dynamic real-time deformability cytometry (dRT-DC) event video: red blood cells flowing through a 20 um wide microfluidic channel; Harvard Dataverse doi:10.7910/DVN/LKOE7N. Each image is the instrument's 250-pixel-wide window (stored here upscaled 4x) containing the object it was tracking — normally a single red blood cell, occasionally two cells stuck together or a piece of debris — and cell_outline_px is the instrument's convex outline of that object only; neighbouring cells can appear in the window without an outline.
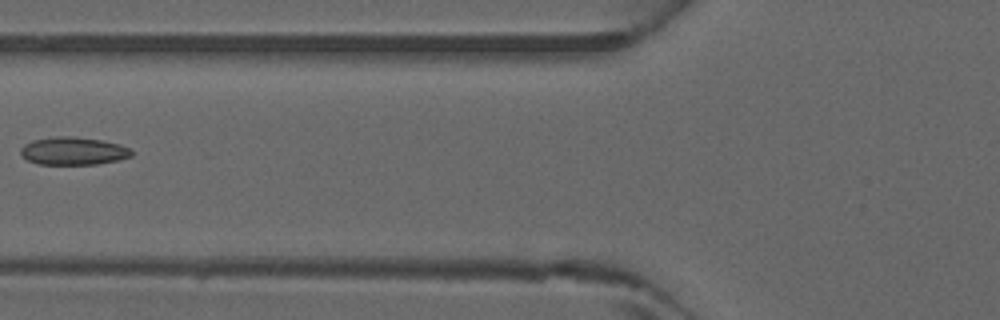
{"species": "common noctule bat (a hibernating species)", "species_latin": "Nyctalus noctula", "temperature_condition": "warm", "stored_images_in_passage": 5, "camera_frame_rate_fps": 3000, "um_per_image_px": 0.085, "animal": {"sex": "male", "forearm_length_mm": 52.5}, "frame": {"image": 1, "passage_image": 5, "time_ms": 1.333, "image_size_px": [1000, 320], "cell_outline_px": [[132, 156], [116, 160], [96, 164], [40, 164], [28, 160], [20, 152], [20, 148], [24, 144], [32, 140], [56, 136], [72, 136], [104, 140], [120, 144], [128, 148], [132, 152]], "centroid_in_image_um": [6.22, 12.82], "position_along_channel_um": 119.6, "area_um2": 17.92}}